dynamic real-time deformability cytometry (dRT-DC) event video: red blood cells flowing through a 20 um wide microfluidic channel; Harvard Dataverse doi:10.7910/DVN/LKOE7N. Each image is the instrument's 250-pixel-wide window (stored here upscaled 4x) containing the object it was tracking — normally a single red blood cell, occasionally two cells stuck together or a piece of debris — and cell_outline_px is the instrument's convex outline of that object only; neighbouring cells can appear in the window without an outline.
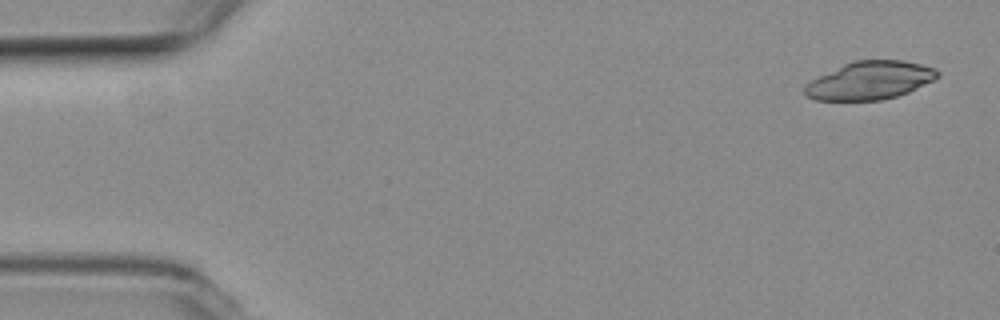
{"species": "common noctule bat (a hibernating species)", "species_latin": "Nyctalus noctula", "temperature_condition": "room temperature", "stored_images_in_passage": 5, "camera_frame_rate_fps": 3000, "um_per_image_px": 0.085, "animal": {"sex": "female", "body_mass_g": 19.3, "forearm_length_mm": 54.1}, "frame": {"image": 1, "passage_image": 1, "time_ms": 0.0, "image_size_px": [1000, 320], "cell_outline_px": [[940, 76], [908, 92], [896, 96], [880, 100], [816, 100], [808, 96], [804, 92], [804, 84], [852, 60], [904, 60], [936, 68], [940, 72]], "centroid_in_image_um": [73.96, 6.83], "position_along_channel_um": 11.0, "area_um2": 29.19}}